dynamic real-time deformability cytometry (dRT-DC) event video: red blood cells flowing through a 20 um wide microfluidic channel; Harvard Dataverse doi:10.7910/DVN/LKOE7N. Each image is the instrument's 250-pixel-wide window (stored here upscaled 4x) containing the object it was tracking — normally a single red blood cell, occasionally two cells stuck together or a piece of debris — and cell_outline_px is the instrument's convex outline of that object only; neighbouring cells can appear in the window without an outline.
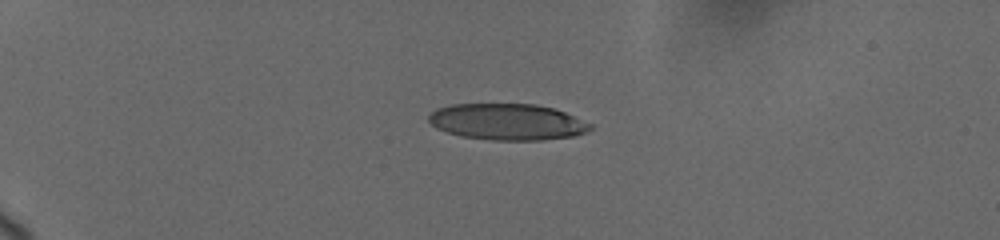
{"species": "human", "species_latin": "Homo sapiens", "temperature_condition": "cold", "stored_images_in_passage": 45, "camera_frame_rate_fps": 3000, "um_per_image_px": 0.085, "donor": {"sex": "female"}, "frame": {"image": 1, "passage_image": 1, "time_ms": 0.0, "image_size_px": [1000, 240], "cell_outline_px": [[592, 128], [588, 132], [576, 136], [540, 140], [492, 140], [464, 136], [448, 132], [436, 128], [428, 120], [428, 116], [436, 108], [452, 104], [536, 104], [556, 108], [592, 124]], "centroid_in_image_um": [43.16, 10.35], "position_along_channel_um": 41.8, "area_um2": 34.33}}
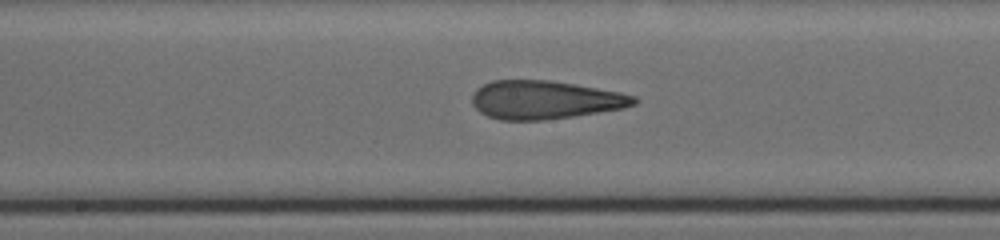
{"frame": {"image": 2, "passage_image": 24, "time_ms": 6.0, "image_size_px": [1000, 240], "cell_outline_px": [[640, 100], [636, 104], [624, 108], [572, 116], [544, 120], [500, 120], [488, 116], [480, 112], [472, 104], [472, 92], [476, 88], [492, 80], [548, 80], [620, 92], [636, 96]], "centroid_in_image_um": [46.3, 8.49], "position_along_channel_um": 201.9, "area_um2": 36.18}}
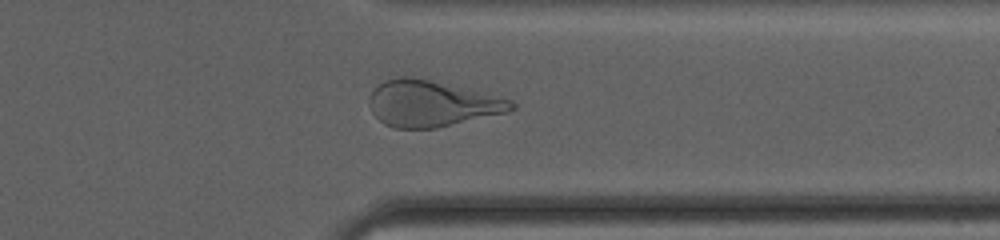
{"frame": {"image": 3, "passage_image": 44, "time_ms": 10.667, "image_size_px": [1000, 240], "cell_outline_px": [[516, 108], [504, 112], [436, 128], [392, 128], [384, 124], [372, 112], [368, 104], [368, 100], [372, 88], [384, 80], [400, 76], [412, 76], [512, 100], [516, 104]], "centroid_in_image_um": [36.59, 8.8], "position_along_channel_um": 374.8, "area_um2": 37.69}}